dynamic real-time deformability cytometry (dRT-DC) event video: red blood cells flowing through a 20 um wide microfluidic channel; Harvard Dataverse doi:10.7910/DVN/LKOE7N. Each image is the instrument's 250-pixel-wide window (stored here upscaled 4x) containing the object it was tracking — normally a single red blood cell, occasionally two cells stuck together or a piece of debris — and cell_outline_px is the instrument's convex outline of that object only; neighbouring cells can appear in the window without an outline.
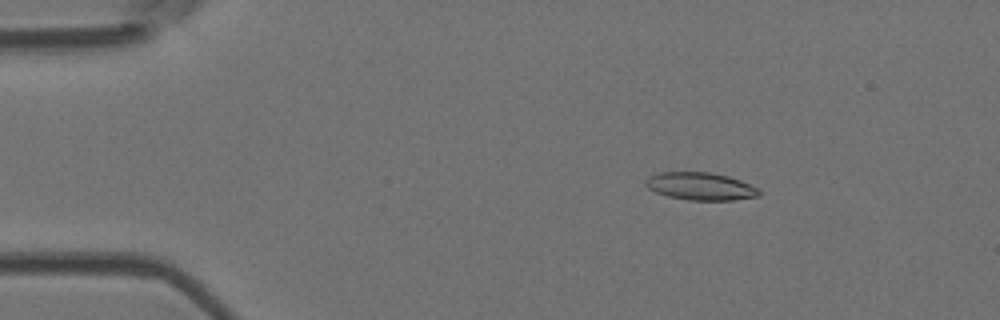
{"species": "Egyptian fruit bat (a non-hibernating species)", "species_latin": "Rousettus aegyptiacus", "temperature_condition": "room temperature", "stored_images_in_passage": 4, "camera_frame_rate_fps": 3000, "um_per_image_px": 0.085, "animal": {"sex": "female"}, "frame": {"image": 1, "passage_image": 2, "time_ms": 2.0, "image_size_px": [1000, 320], "cell_outline_px": [[760, 196], [732, 200], [688, 200], [668, 196], [656, 192], [648, 188], [644, 184], [644, 180], [648, 176], [660, 172], [708, 172], [728, 176], [740, 180], [760, 188]], "centroid_in_image_um": [59.54, 15.83], "position_along_channel_um": 25.5, "area_um2": 18.38}}